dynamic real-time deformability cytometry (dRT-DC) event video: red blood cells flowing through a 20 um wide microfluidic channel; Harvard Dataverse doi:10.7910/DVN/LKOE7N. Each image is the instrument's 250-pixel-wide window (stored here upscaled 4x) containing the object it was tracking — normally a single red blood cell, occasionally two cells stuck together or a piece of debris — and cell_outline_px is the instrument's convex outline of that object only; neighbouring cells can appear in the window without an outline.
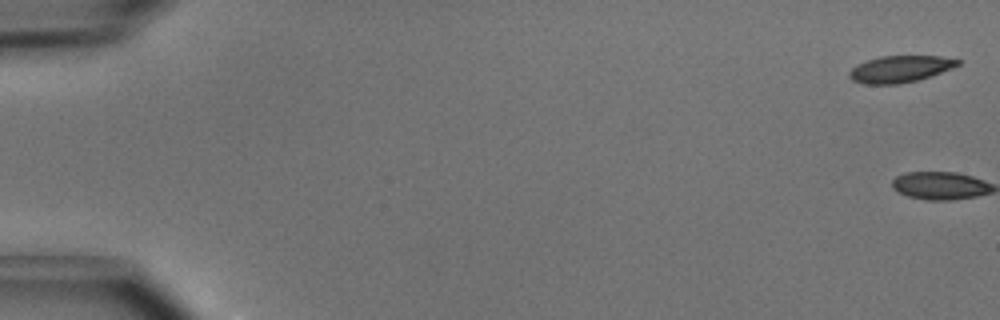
{"species": "common noctule bat (a hibernating species)", "species_latin": "Nyctalus noctula", "temperature_condition": "cold", "stored_images_in_passage": 2, "camera_frame_rate_fps": 3000, "um_per_image_px": 0.085, "animal": {"sex": "male", "body_mass_g": 15.6}, "frame": {"image": 1, "passage_image": 1, "time_ms": 0.0, "image_size_px": [1000, 320], "cell_outline_px": [[960, 64], [952, 68], [916, 80], [900, 84], [864, 84], [852, 80], [848, 76], [848, 72], [856, 64], [880, 56], [940, 56], [960, 60]], "centroid_in_image_um": [76.46, 5.86], "position_along_channel_um": 8.5, "area_um2": 16.76}}